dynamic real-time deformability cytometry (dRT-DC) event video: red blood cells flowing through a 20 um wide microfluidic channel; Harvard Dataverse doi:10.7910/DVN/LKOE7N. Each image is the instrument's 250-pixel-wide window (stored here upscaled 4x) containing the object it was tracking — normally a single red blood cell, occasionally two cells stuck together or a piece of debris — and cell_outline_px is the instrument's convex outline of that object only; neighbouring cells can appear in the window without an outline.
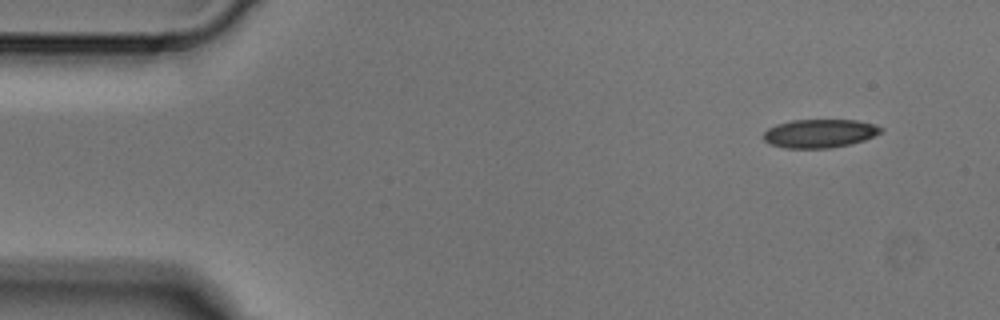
{"species": "Egyptian fruit bat (a non-hibernating species)", "species_latin": "Rousettus aegyptiacus", "temperature_condition": "cold", "stored_images_in_passage": 4, "camera_frame_rate_fps": 3000, "um_per_image_px": 0.085, "animal": {"sex": "male"}, "frame": {"image": 1, "passage_image": 1, "time_ms": 0.0, "image_size_px": [1000, 320], "cell_outline_px": [[884, 128], [880, 132], [864, 140], [852, 144], [832, 148], [784, 148], [768, 144], [764, 140], [764, 132], [768, 128], [776, 124], [792, 120], [856, 120], [872, 124]], "centroid_in_image_um": [69.63, 11.35], "position_along_channel_um": 15.4, "area_um2": 19.54}}